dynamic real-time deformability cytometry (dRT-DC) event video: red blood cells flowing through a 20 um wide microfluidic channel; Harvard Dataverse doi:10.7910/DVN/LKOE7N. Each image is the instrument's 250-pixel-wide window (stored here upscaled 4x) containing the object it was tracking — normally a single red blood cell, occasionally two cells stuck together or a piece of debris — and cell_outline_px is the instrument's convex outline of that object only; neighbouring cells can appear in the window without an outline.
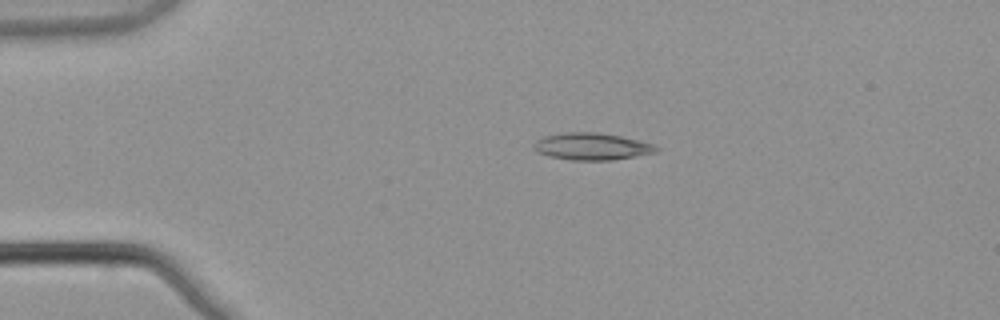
{"species": "common noctule bat (a hibernating species)", "species_latin": "Nyctalus noctula", "temperature_condition": "warm", "stored_images_in_passage": 4, "camera_frame_rate_fps": 3000, "um_per_image_px": 0.085, "animal": {"sex": "male", "body_mass_g": 21.5, "forearm_length_mm": 52.0}, "frame": {"image": 1, "passage_image": 3, "time_ms": 0.667, "image_size_px": [1000, 320], "cell_outline_px": [[660, 148], [656, 152], [612, 160], [572, 160], [548, 156], [532, 148], [532, 144], [536, 140], [544, 136], [564, 132], [596, 132], [620, 136], [656, 144]], "centroid_in_image_um": [50.3, 12.44], "position_along_channel_um": 34.7, "area_um2": 19.31}}